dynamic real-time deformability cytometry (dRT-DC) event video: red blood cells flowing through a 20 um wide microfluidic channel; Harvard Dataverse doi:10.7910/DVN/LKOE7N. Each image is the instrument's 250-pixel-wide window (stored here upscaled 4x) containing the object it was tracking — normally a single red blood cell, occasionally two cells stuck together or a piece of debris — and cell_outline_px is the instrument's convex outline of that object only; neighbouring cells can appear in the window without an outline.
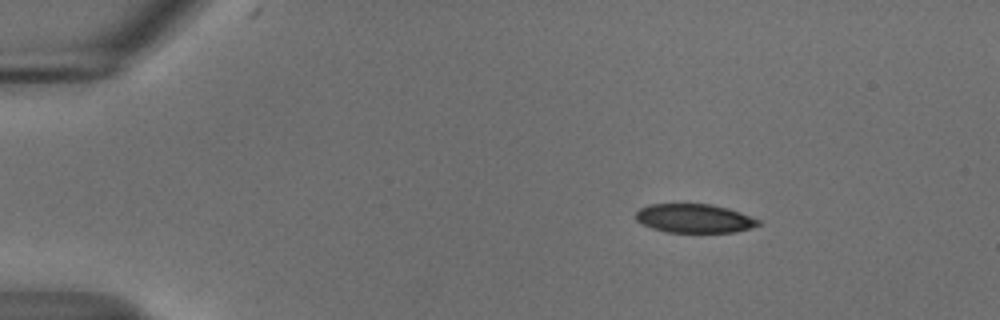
{"species": "common noctule bat (a hibernating species)", "species_latin": "Nyctalus noctula", "temperature_condition": "cold", "stored_images_in_passage": 47, "camera_frame_rate_fps": 3000, "um_per_image_px": 0.085, "animal": {"sex": "male", "body_mass_g": 18.8}, "frame": {"image": 1, "passage_image": 1, "time_ms": 0.0, "image_size_px": [1000, 320], "cell_outline_px": [[760, 224], [736, 232], [668, 232], [652, 228], [636, 220], [636, 212], [640, 208], [648, 204], [712, 204], [728, 208], [740, 212], [760, 220]], "centroid_in_image_um": [59.01, 18.55], "position_along_channel_um": 26.0, "area_um2": 20.46}}
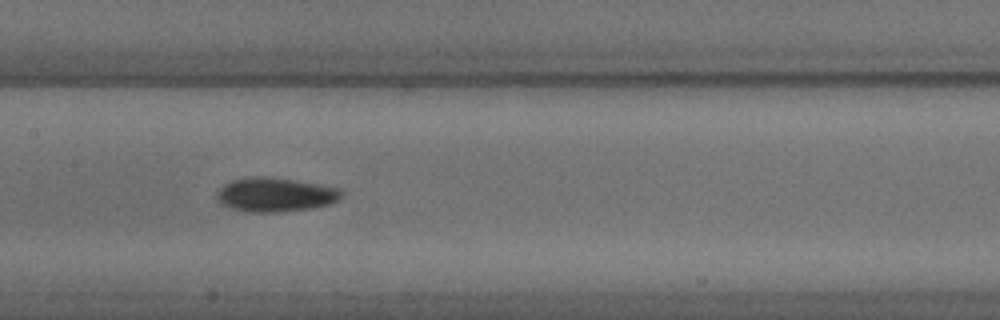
{"frame": {"image": 2, "passage_image": 20, "time_ms": 6.333, "image_size_px": [1000, 320], "cell_outline_px": [[344, 196], [340, 200], [328, 204], [308, 208], [280, 212], [244, 212], [228, 208], [220, 204], [216, 200], [216, 192], [224, 184], [232, 180], [256, 176], [264, 176], [320, 184], [340, 188], [344, 192]], "centroid_in_image_um": [23.38, 16.55], "position_along_channel_um": 184.0, "area_um2": 25.03}}
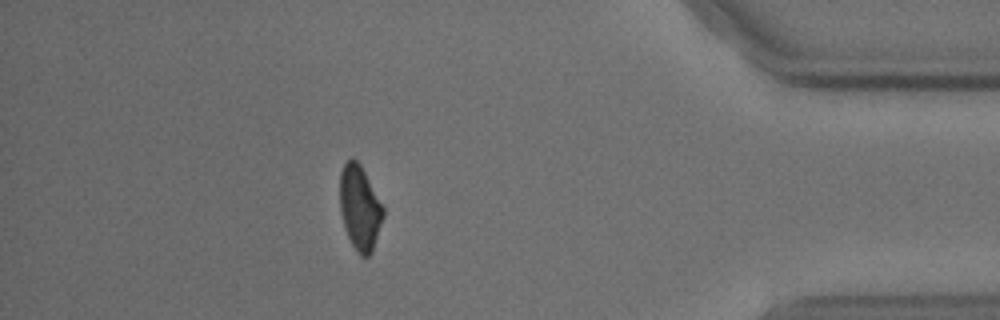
{"frame": {"image": 3, "passage_image": 41, "time_ms": 13.333, "image_size_px": [1000, 320], "cell_outline_px": [[384, 216], [372, 252], [368, 256], [360, 256], [356, 252], [344, 228], [340, 212], [340, 172], [344, 164], [352, 156], [360, 164], [384, 208]], "centroid_in_image_um": [30.57, 17.67], "position_along_channel_um": 404.6, "area_um2": 21.33}, "authors_computed_cell_mechanics": {"area_um2": 22.5998, "velocity_mm_per_s": 3.6955, "shape_relaxation_time_tau1_ms": 5.1551, "shape_relaxation_time_tau2_ms": 7.37, "deformation_change_tau1": 0.1372, "deformation_change_tau2": 0.1202}}